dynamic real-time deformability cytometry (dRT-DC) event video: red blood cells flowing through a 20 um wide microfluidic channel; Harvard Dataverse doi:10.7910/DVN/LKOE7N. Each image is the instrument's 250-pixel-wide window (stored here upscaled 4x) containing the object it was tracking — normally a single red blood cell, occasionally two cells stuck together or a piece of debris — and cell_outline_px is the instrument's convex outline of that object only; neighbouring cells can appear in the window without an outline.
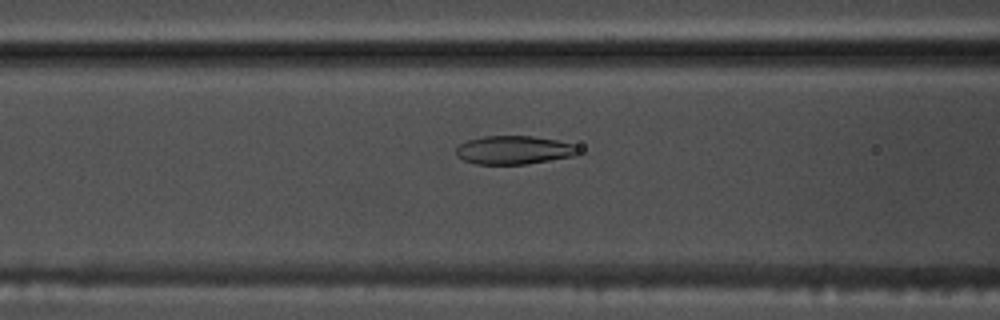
{"species": "common noctule bat (a hibernating species)", "species_latin": "Nyctalus noctula", "temperature_condition": "warm", "stored_images_in_passage": 54, "camera_frame_rate_fps": 3000, "um_per_image_px": 0.085, "animal": {"sex": "male", "body_mass_g": 17.5, "forearm_length_mm": 52.3}, "frame": {"image": 1, "passage_image": 22, "time_ms": 7.0, "image_size_px": [1000, 320], "cell_outline_px": [[584, 152], [576, 156], [528, 164], [476, 164], [464, 160], [456, 156], [456, 148], [460, 144], [468, 140], [484, 136], [532, 136], [556, 140], [572, 144]], "centroid_in_image_um": [43.73, 12.76], "position_along_channel_um": 122.9, "area_um2": 20.46}}
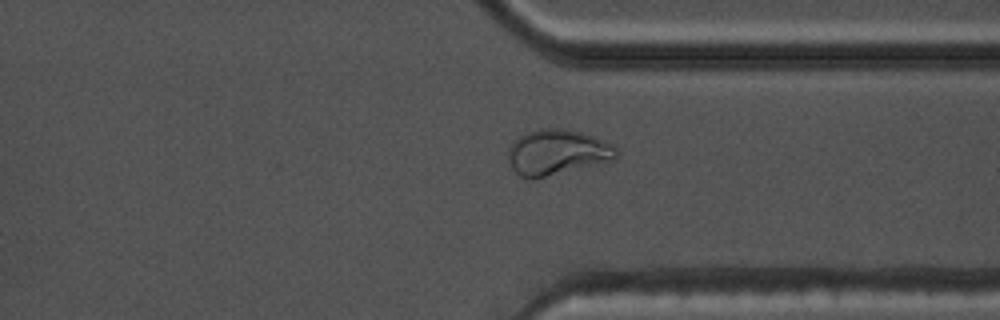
{"frame": {"image": 2, "passage_image": 41, "time_ms": 13.333, "image_size_px": [1000, 320], "cell_outline_px": [[616, 160], [532, 180], [520, 176], [512, 168], [508, 160], [508, 148], [520, 136], [528, 132], [544, 128], [560, 128], [580, 132], [592, 136], [612, 144], [616, 148]], "centroid_in_image_um": [47.35, 12.97], "position_along_channel_um": 364.0, "area_um2": 28.55}}
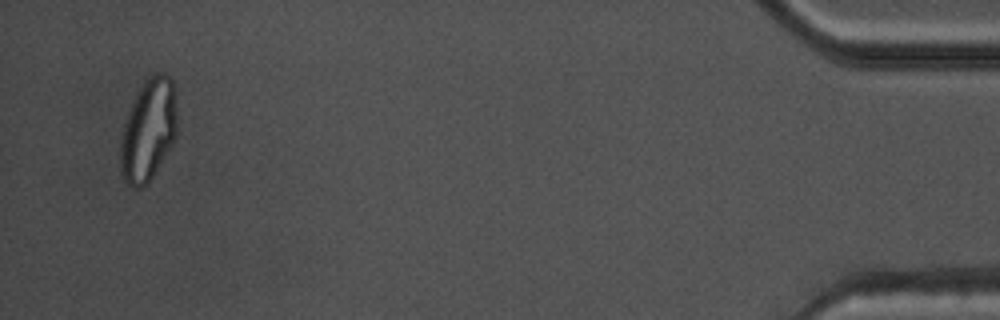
{"frame": {"image": 3, "passage_image": 52, "time_ms": 17.0, "image_size_px": [1000, 320], "cell_outline_px": [[176, 136], [172, 144], [148, 184], [140, 188], [136, 188], [128, 184], [124, 180], [120, 172], [120, 136], [128, 112], [144, 80], [152, 72], [164, 72], [172, 80], [176, 112]], "centroid_in_image_um": [12.59, 11.07], "position_along_channel_um": 422.6, "area_um2": 33.7}, "authors_computed_cell_mechanics": {"area_um2": 24.2471, "velocity_mm_per_s": 3.8158, "shape_relaxation_time_tau1_ms": 10.849, "shape_relaxation_time_tau2_ms": 0.999, "deformation_change_tau1": 0.2844, "deformation_change_tau2": 0.0534}}